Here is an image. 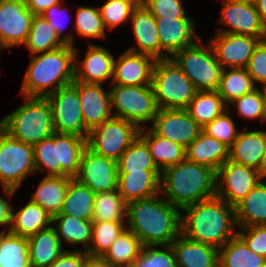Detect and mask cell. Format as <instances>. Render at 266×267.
<instances>
[{
  "instance_id": "2e32d148",
  "label": "cell",
  "mask_w": 266,
  "mask_h": 267,
  "mask_svg": "<svg viewBox=\"0 0 266 267\" xmlns=\"http://www.w3.org/2000/svg\"><path fill=\"white\" fill-rule=\"evenodd\" d=\"M150 129L185 149L198 137L201 127L186 109H158Z\"/></svg>"
},
{
  "instance_id": "9c48e42d",
  "label": "cell",
  "mask_w": 266,
  "mask_h": 267,
  "mask_svg": "<svg viewBox=\"0 0 266 267\" xmlns=\"http://www.w3.org/2000/svg\"><path fill=\"white\" fill-rule=\"evenodd\" d=\"M110 91L111 110L115 107L113 117L122 118L135 124L139 129L143 123L153 122L158 107L152 85L125 86L112 84Z\"/></svg>"
},
{
  "instance_id": "9f6ffc18",
  "label": "cell",
  "mask_w": 266,
  "mask_h": 267,
  "mask_svg": "<svg viewBox=\"0 0 266 267\" xmlns=\"http://www.w3.org/2000/svg\"><path fill=\"white\" fill-rule=\"evenodd\" d=\"M27 8L34 15H42L44 11L58 4L61 0H25Z\"/></svg>"
},
{
  "instance_id": "8d00e7d4",
  "label": "cell",
  "mask_w": 266,
  "mask_h": 267,
  "mask_svg": "<svg viewBox=\"0 0 266 267\" xmlns=\"http://www.w3.org/2000/svg\"><path fill=\"white\" fill-rule=\"evenodd\" d=\"M0 267H31L27 237L2 229L0 232Z\"/></svg>"
},
{
  "instance_id": "b9f144b4",
  "label": "cell",
  "mask_w": 266,
  "mask_h": 267,
  "mask_svg": "<svg viewBox=\"0 0 266 267\" xmlns=\"http://www.w3.org/2000/svg\"><path fill=\"white\" fill-rule=\"evenodd\" d=\"M119 173L159 170L150 154L147 143L138 136L117 161Z\"/></svg>"
},
{
  "instance_id": "3957f363",
  "label": "cell",
  "mask_w": 266,
  "mask_h": 267,
  "mask_svg": "<svg viewBox=\"0 0 266 267\" xmlns=\"http://www.w3.org/2000/svg\"><path fill=\"white\" fill-rule=\"evenodd\" d=\"M216 172L186 158L161 171L160 194L173 206L184 207L215 196Z\"/></svg>"
},
{
  "instance_id": "ac0fdd59",
  "label": "cell",
  "mask_w": 266,
  "mask_h": 267,
  "mask_svg": "<svg viewBox=\"0 0 266 267\" xmlns=\"http://www.w3.org/2000/svg\"><path fill=\"white\" fill-rule=\"evenodd\" d=\"M156 59L138 52L126 50L114 59L111 84L125 86L151 85Z\"/></svg>"
},
{
  "instance_id": "836d02e7",
  "label": "cell",
  "mask_w": 266,
  "mask_h": 267,
  "mask_svg": "<svg viewBox=\"0 0 266 267\" xmlns=\"http://www.w3.org/2000/svg\"><path fill=\"white\" fill-rule=\"evenodd\" d=\"M56 223L55 229L61 244L84 245L87 251L92 242V221L75 218L71 215H56L52 223ZM64 240V241H63Z\"/></svg>"
},
{
  "instance_id": "816d5d0a",
  "label": "cell",
  "mask_w": 266,
  "mask_h": 267,
  "mask_svg": "<svg viewBox=\"0 0 266 267\" xmlns=\"http://www.w3.org/2000/svg\"><path fill=\"white\" fill-rule=\"evenodd\" d=\"M239 229L237 236L252 252L266 259V225H251Z\"/></svg>"
},
{
  "instance_id": "9a60e30c",
  "label": "cell",
  "mask_w": 266,
  "mask_h": 267,
  "mask_svg": "<svg viewBox=\"0 0 266 267\" xmlns=\"http://www.w3.org/2000/svg\"><path fill=\"white\" fill-rule=\"evenodd\" d=\"M33 16L25 0H0V42L4 49L25 44Z\"/></svg>"
},
{
  "instance_id": "f546056e",
  "label": "cell",
  "mask_w": 266,
  "mask_h": 267,
  "mask_svg": "<svg viewBox=\"0 0 266 267\" xmlns=\"http://www.w3.org/2000/svg\"><path fill=\"white\" fill-rule=\"evenodd\" d=\"M12 210L11 226L8 232L22 237H30L49 227L51 216L37 203L29 200L19 211Z\"/></svg>"
},
{
  "instance_id": "681fc988",
  "label": "cell",
  "mask_w": 266,
  "mask_h": 267,
  "mask_svg": "<svg viewBox=\"0 0 266 267\" xmlns=\"http://www.w3.org/2000/svg\"><path fill=\"white\" fill-rule=\"evenodd\" d=\"M228 113L229 110H226L223 114L206 124L201 130L212 138L220 140L230 148L235 142L239 131Z\"/></svg>"
},
{
  "instance_id": "8992f818",
  "label": "cell",
  "mask_w": 266,
  "mask_h": 267,
  "mask_svg": "<svg viewBox=\"0 0 266 267\" xmlns=\"http://www.w3.org/2000/svg\"><path fill=\"white\" fill-rule=\"evenodd\" d=\"M152 88L158 109H186L197 89L171 59L156 60Z\"/></svg>"
},
{
  "instance_id": "bcb514c9",
  "label": "cell",
  "mask_w": 266,
  "mask_h": 267,
  "mask_svg": "<svg viewBox=\"0 0 266 267\" xmlns=\"http://www.w3.org/2000/svg\"><path fill=\"white\" fill-rule=\"evenodd\" d=\"M231 106L237 108V113L244 119L255 120L259 119L266 122V93L264 88L256 87L249 93L234 99L228 105V110Z\"/></svg>"
},
{
  "instance_id": "74e56055",
  "label": "cell",
  "mask_w": 266,
  "mask_h": 267,
  "mask_svg": "<svg viewBox=\"0 0 266 267\" xmlns=\"http://www.w3.org/2000/svg\"><path fill=\"white\" fill-rule=\"evenodd\" d=\"M219 267H261L263 256L252 252L236 235L218 249Z\"/></svg>"
},
{
  "instance_id": "f1b7e54d",
  "label": "cell",
  "mask_w": 266,
  "mask_h": 267,
  "mask_svg": "<svg viewBox=\"0 0 266 267\" xmlns=\"http://www.w3.org/2000/svg\"><path fill=\"white\" fill-rule=\"evenodd\" d=\"M234 208L237 228L266 225V182L256 185Z\"/></svg>"
},
{
  "instance_id": "484cf974",
  "label": "cell",
  "mask_w": 266,
  "mask_h": 267,
  "mask_svg": "<svg viewBox=\"0 0 266 267\" xmlns=\"http://www.w3.org/2000/svg\"><path fill=\"white\" fill-rule=\"evenodd\" d=\"M264 145V131H240L229 148V160L254 168L262 174Z\"/></svg>"
},
{
  "instance_id": "5bb4252c",
  "label": "cell",
  "mask_w": 266,
  "mask_h": 267,
  "mask_svg": "<svg viewBox=\"0 0 266 267\" xmlns=\"http://www.w3.org/2000/svg\"><path fill=\"white\" fill-rule=\"evenodd\" d=\"M117 161L95 153L88 146L80 158V169L75 177L92 192H108L118 188Z\"/></svg>"
},
{
  "instance_id": "f35d334b",
  "label": "cell",
  "mask_w": 266,
  "mask_h": 267,
  "mask_svg": "<svg viewBox=\"0 0 266 267\" xmlns=\"http://www.w3.org/2000/svg\"><path fill=\"white\" fill-rule=\"evenodd\" d=\"M127 203L117 189L95 193L92 222H126Z\"/></svg>"
},
{
  "instance_id": "5b68a950",
  "label": "cell",
  "mask_w": 266,
  "mask_h": 267,
  "mask_svg": "<svg viewBox=\"0 0 266 267\" xmlns=\"http://www.w3.org/2000/svg\"><path fill=\"white\" fill-rule=\"evenodd\" d=\"M25 103L0 120V128L10 137L29 145L52 136V113L46 97L23 96Z\"/></svg>"
},
{
  "instance_id": "d6986e66",
  "label": "cell",
  "mask_w": 266,
  "mask_h": 267,
  "mask_svg": "<svg viewBox=\"0 0 266 267\" xmlns=\"http://www.w3.org/2000/svg\"><path fill=\"white\" fill-rule=\"evenodd\" d=\"M72 84L78 89L83 121L89 131L113 117L110 91L104 90L101 84L76 80Z\"/></svg>"
},
{
  "instance_id": "30bf717a",
  "label": "cell",
  "mask_w": 266,
  "mask_h": 267,
  "mask_svg": "<svg viewBox=\"0 0 266 267\" xmlns=\"http://www.w3.org/2000/svg\"><path fill=\"white\" fill-rule=\"evenodd\" d=\"M139 132L128 120L112 117L90 131L87 146L99 155L118 161Z\"/></svg>"
},
{
  "instance_id": "f6af8a7d",
  "label": "cell",
  "mask_w": 266,
  "mask_h": 267,
  "mask_svg": "<svg viewBox=\"0 0 266 267\" xmlns=\"http://www.w3.org/2000/svg\"><path fill=\"white\" fill-rule=\"evenodd\" d=\"M74 23L76 33L80 37L106 39V28L98 7L79 6Z\"/></svg>"
},
{
  "instance_id": "6f0895ef",
  "label": "cell",
  "mask_w": 266,
  "mask_h": 267,
  "mask_svg": "<svg viewBox=\"0 0 266 267\" xmlns=\"http://www.w3.org/2000/svg\"><path fill=\"white\" fill-rule=\"evenodd\" d=\"M10 204V202L0 196V226H11L13 207Z\"/></svg>"
},
{
  "instance_id": "6125c7cd",
  "label": "cell",
  "mask_w": 266,
  "mask_h": 267,
  "mask_svg": "<svg viewBox=\"0 0 266 267\" xmlns=\"http://www.w3.org/2000/svg\"><path fill=\"white\" fill-rule=\"evenodd\" d=\"M122 1H128L133 3L136 7L142 6L144 3V0H122Z\"/></svg>"
},
{
  "instance_id": "ba28073f",
  "label": "cell",
  "mask_w": 266,
  "mask_h": 267,
  "mask_svg": "<svg viewBox=\"0 0 266 267\" xmlns=\"http://www.w3.org/2000/svg\"><path fill=\"white\" fill-rule=\"evenodd\" d=\"M34 171L33 146L10 137L0 128V183L5 195L12 197Z\"/></svg>"
},
{
  "instance_id": "4316f807",
  "label": "cell",
  "mask_w": 266,
  "mask_h": 267,
  "mask_svg": "<svg viewBox=\"0 0 266 267\" xmlns=\"http://www.w3.org/2000/svg\"><path fill=\"white\" fill-rule=\"evenodd\" d=\"M31 267H48L64 251L54 226L28 237Z\"/></svg>"
},
{
  "instance_id": "e575fe53",
  "label": "cell",
  "mask_w": 266,
  "mask_h": 267,
  "mask_svg": "<svg viewBox=\"0 0 266 267\" xmlns=\"http://www.w3.org/2000/svg\"><path fill=\"white\" fill-rule=\"evenodd\" d=\"M24 45L31 52L30 55L33 56L61 48L65 46L66 43L60 39L45 18L41 15H34Z\"/></svg>"
},
{
  "instance_id": "52a82bcc",
  "label": "cell",
  "mask_w": 266,
  "mask_h": 267,
  "mask_svg": "<svg viewBox=\"0 0 266 267\" xmlns=\"http://www.w3.org/2000/svg\"><path fill=\"white\" fill-rule=\"evenodd\" d=\"M195 43L170 57L193 83L197 91L218 90L224 68L217 61L210 43Z\"/></svg>"
},
{
  "instance_id": "8fae6325",
  "label": "cell",
  "mask_w": 266,
  "mask_h": 267,
  "mask_svg": "<svg viewBox=\"0 0 266 267\" xmlns=\"http://www.w3.org/2000/svg\"><path fill=\"white\" fill-rule=\"evenodd\" d=\"M46 99L51 107L55 132L88 138L90 131L85 127L78 89L73 84L59 88Z\"/></svg>"
},
{
  "instance_id": "ab89813d",
  "label": "cell",
  "mask_w": 266,
  "mask_h": 267,
  "mask_svg": "<svg viewBox=\"0 0 266 267\" xmlns=\"http://www.w3.org/2000/svg\"><path fill=\"white\" fill-rule=\"evenodd\" d=\"M142 248L143 245L139 238L126 228L103 257L116 267H131L140 255Z\"/></svg>"
},
{
  "instance_id": "d4e9b609",
  "label": "cell",
  "mask_w": 266,
  "mask_h": 267,
  "mask_svg": "<svg viewBox=\"0 0 266 267\" xmlns=\"http://www.w3.org/2000/svg\"><path fill=\"white\" fill-rule=\"evenodd\" d=\"M185 157L217 172L229 159V147L201 130L198 137L185 149Z\"/></svg>"
},
{
  "instance_id": "e7e4bbea",
  "label": "cell",
  "mask_w": 266,
  "mask_h": 267,
  "mask_svg": "<svg viewBox=\"0 0 266 267\" xmlns=\"http://www.w3.org/2000/svg\"><path fill=\"white\" fill-rule=\"evenodd\" d=\"M4 47L2 46L1 42H0V49L2 50Z\"/></svg>"
},
{
  "instance_id": "603a6c76",
  "label": "cell",
  "mask_w": 266,
  "mask_h": 267,
  "mask_svg": "<svg viewBox=\"0 0 266 267\" xmlns=\"http://www.w3.org/2000/svg\"><path fill=\"white\" fill-rule=\"evenodd\" d=\"M160 170L119 173L118 192L126 203L160 194Z\"/></svg>"
},
{
  "instance_id": "d590c367",
  "label": "cell",
  "mask_w": 266,
  "mask_h": 267,
  "mask_svg": "<svg viewBox=\"0 0 266 267\" xmlns=\"http://www.w3.org/2000/svg\"><path fill=\"white\" fill-rule=\"evenodd\" d=\"M87 146V138L75 134L58 133V161L61 176L75 178L80 169L82 151Z\"/></svg>"
},
{
  "instance_id": "ffe728a7",
  "label": "cell",
  "mask_w": 266,
  "mask_h": 267,
  "mask_svg": "<svg viewBox=\"0 0 266 267\" xmlns=\"http://www.w3.org/2000/svg\"><path fill=\"white\" fill-rule=\"evenodd\" d=\"M161 47V59L170 58L179 50L194 45V36L197 40L200 36L196 33V24L193 19L156 18ZM165 52V53H164Z\"/></svg>"
},
{
  "instance_id": "e0dca14e",
  "label": "cell",
  "mask_w": 266,
  "mask_h": 267,
  "mask_svg": "<svg viewBox=\"0 0 266 267\" xmlns=\"http://www.w3.org/2000/svg\"><path fill=\"white\" fill-rule=\"evenodd\" d=\"M264 39L215 32L209 40L217 61L225 68H246L255 47Z\"/></svg>"
},
{
  "instance_id": "7c38bea8",
  "label": "cell",
  "mask_w": 266,
  "mask_h": 267,
  "mask_svg": "<svg viewBox=\"0 0 266 267\" xmlns=\"http://www.w3.org/2000/svg\"><path fill=\"white\" fill-rule=\"evenodd\" d=\"M265 177L260 171L229 159L216 172V193L235 206Z\"/></svg>"
},
{
  "instance_id": "60d3db41",
  "label": "cell",
  "mask_w": 266,
  "mask_h": 267,
  "mask_svg": "<svg viewBox=\"0 0 266 267\" xmlns=\"http://www.w3.org/2000/svg\"><path fill=\"white\" fill-rule=\"evenodd\" d=\"M255 88L256 86L246 68H230V71L225 68L217 91L224 102L229 105L234 99L251 92Z\"/></svg>"
},
{
  "instance_id": "83f0119b",
  "label": "cell",
  "mask_w": 266,
  "mask_h": 267,
  "mask_svg": "<svg viewBox=\"0 0 266 267\" xmlns=\"http://www.w3.org/2000/svg\"><path fill=\"white\" fill-rule=\"evenodd\" d=\"M69 176H45L30 200L39 204L50 216L60 214L69 186Z\"/></svg>"
},
{
  "instance_id": "6da1fadb",
  "label": "cell",
  "mask_w": 266,
  "mask_h": 267,
  "mask_svg": "<svg viewBox=\"0 0 266 267\" xmlns=\"http://www.w3.org/2000/svg\"><path fill=\"white\" fill-rule=\"evenodd\" d=\"M180 211L157 194L127 203L126 225L143 246L169 245L181 234Z\"/></svg>"
},
{
  "instance_id": "680465c9",
  "label": "cell",
  "mask_w": 266,
  "mask_h": 267,
  "mask_svg": "<svg viewBox=\"0 0 266 267\" xmlns=\"http://www.w3.org/2000/svg\"><path fill=\"white\" fill-rule=\"evenodd\" d=\"M83 267H116L103 256H92L86 253Z\"/></svg>"
},
{
  "instance_id": "4dcf8cb0",
  "label": "cell",
  "mask_w": 266,
  "mask_h": 267,
  "mask_svg": "<svg viewBox=\"0 0 266 267\" xmlns=\"http://www.w3.org/2000/svg\"><path fill=\"white\" fill-rule=\"evenodd\" d=\"M148 129H140L139 136L147 143L152 159L160 171L186 158L184 147Z\"/></svg>"
},
{
  "instance_id": "be15d7a7",
  "label": "cell",
  "mask_w": 266,
  "mask_h": 267,
  "mask_svg": "<svg viewBox=\"0 0 266 267\" xmlns=\"http://www.w3.org/2000/svg\"><path fill=\"white\" fill-rule=\"evenodd\" d=\"M261 267H266V261L262 264Z\"/></svg>"
},
{
  "instance_id": "11a10c76",
  "label": "cell",
  "mask_w": 266,
  "mask_h": 267,
  "mask_svg": "<svg viewBox=\"0 0 266 267\" xmlns=\"http://www.w3.org/2000/svg\"><path fill=\"white\" fill-rule=\"evenodd\" d=\"M86 258V251H80L74 247V251L65 250L50 266L48 267H83Z\"/></svg>"
},
{
  "instance_id": "7bdbcfd3",
  "label": "cell",
  "mask_w": 266,
  "mask_h": 267,
  "mask_svg": "<svg viewBox=\"0 0 266 267\" xmlns=\"http://www.w3.org/2000/svg\"><path fill=\"white\" fill-rule=\"evenodd\" d=\"M33 159L35 171L47 170L46 176H61L57 132L33 145Z\"/></svg>"
},
{
  "instance_id": "f907efd6",
  "label": "cell",
  "mask_w": 266,
  "mask_h": 267,
  "mask_svg": "<svg viewBox=\"0 0 266 267\" xmlns=\"http://www.w3.org/2000/svg\"><path fill=\"white\" fill-rule=\"evenodd\" d=\"M180 0H144L143 6L155 18L191 19L185 14Z\"/></svg>"
},
{
  "instance_id": "7a4b0ae2",
  "label": "cell",
  "mask_w": 266,
  "mask_h": 267,
  "mask_svg": "<svg viewBox=\"0 0 266 267\" xmlns=\"http://www.w3.org/2000/svg\"><path fill=\"white\" fill-rule=\"evenodd\" d=\"M181 211V234L192 241L220 249L237 235L234 206L216 195Z\"/></svg>"
},
{
  "instance_id": "91938a15",
  "label": "cell",
  "mask_w": 266,
  "mask_h": 267,
  "mask_svg": "<svg viewBox=\"0 0 266 267\" xmlns=\"http://www.w3.org/2000/svg\"><path fill=\"white\" fill-rule=\"evenodd\" d=\"M257 12L259 14V17L261 19V22L266 27V0H255L254 1Z\"/></svg>"
},
{
  "instance_id": "7dc6e473",
  "label": "cell",
  "mask_w": 266,
  "mask_h": 267,
  "mask_svg": "<svg viewBox=\"0 0 266 267\" xmlns=\"http://www.w3.org/2000/svg\"><path fill=\"white\" fill-rule=\"evenodd\" d=\"M143 246L140 255L131 267H177L171 244Z\"/></svg>"
},
{
  "instance_id": "94428289",
  "label": "cell",
  "mask_w": 266,
  "mask_h": 267,
  "mask_svg": "<svg viewBox=\"0 0 266 267\" xmlns=\"http://www.w3.org/2000/svg\"><path fill=\"white\" fill-rule=\"evenodd\" d=\"M264 150H263V156H262V175L266 178V131H264Z\"/></svg>"
},
{
  "instance_id": "c3c4849f",
  "label": "cell",
  "mask_w": 266,
  "mask_h": 267,
  "mask_svg": "<svg viewBox=\"0 0 266 267\" xmlns=\"http://www.w3.org/2000/svg\"><path fill=\"white\" fill-rule=\"evenodd\" d=\"M104 27L112 30L125 21L130 20L131 14L136 6L128 1L107 0L102 6L98 7Z\"/></svg>"
},
{
  "instance_id": "cb8c5ba5",
  "label": "cell",
  "mask_w": 266,
  "mask_h": 267,
  "mask_svg": "<svg viewBox=\"0 0 266 267\" xmlns=\"http://www.w3.org/2000/svg\"><path fill=\"white\" fill-rule=\"evenodd\" d=\"M177 267H219L218 249L180 234L172 243Z\"/></svg>"
},
{
  "instance_id": "db71d44e",
  "label": "cell",
  "mask_w": 266,
  "mask_h": 267,
  "mask_svg": "<svg viewBox=\"0 0 266 267\" xmlns=\"http://www.w3.org/2000/svg\"><path fill=\"white\" fill-rule=\"evenodd\" d=\"M61 2L62 1H60L58 4L53 5L51 8L46 9L41 16L48 21V24L55 30L60 39H62L66 44L74 46L73 33H68L67 35L61 36L63 35L62 32L64 31L65 27L63 24L64 21H62L60 18H64V13L66 12Z\"/></svg>"
},
{
  "instance_id": "1f68e13d",
  "label": "cell",
  "mask_w": 266,
  "mask_h": 267,
  "mask_svg": "<svg viewBox=\"0 0 266 267\" xmlns=\"http://www.w3.org/2000/svg\"><path fill=\"white\" fill-rule=\"evenodd\" d=\"M226 110H228V105L224 102L217 90L197 91L186 108L191 118L201 128L223 114Z\"/></svg>"
},
{
  "instance_id": "277c9868",
  "label": "cell",
  "mask_w": 266,
  "mask_h": 267,
  "mask_svg": "<svg viewBox=\"0 0 266 267\" xmlns=\"http://www.w3.org/2000/svg\"><path fill=\"white\" fill-rule=\"evenodd\" d=\"M75 46L33 55L21 84V96L46 97L75 80ZM50 87V88H49Z\"/></svg>"
},
{
  "instance_id": "d6a6232c",
  "label": "cell",
  "mask_w": 266,
  "mask_h": 267,
  "mask_svg": "<svg viewBox=\"0 0 266 267\" xmlns=\"http://www.w3.org/2000/svg\"><path fill=\"white\" fill-rule=\"evenodd\" d=\"M95 193L77 179L69 181L63 208L58 215H71L75 218L92 221Z\"/></svg>"
},
{
  "instance_id": "44dd1931",
  "label": "cell",
  "mask_w": 266,
  "mask_h": 267,
  "mask_svg": "<svg viewBox=\"0 0 266 267\" xmlns=\"http://www.w3.org/2000/svg\"><path fill=\"white\" fill-rule=\"evenodd\" d=\"M75 50V80L84 83L102 84L113 79L115 57L102 46L90 42L84 59L80 62ZM80 62V68L78 66Z\"/></svg>"
},
{
  "instance_id": "f5cc1de1",
  "label": "cell",
  "mask_w": 266,
  "mask_h": 267,
  "mask_svg": "<svg viewBox=\"0 0 266 267\" xmlns=\"http://www.w3.org/2000/svg\"><path fill=\"white\" fill-rule=\"evenodd\" d=\"M246 70L256 87L258 83L262 85V88L266 86V39L260 41L255 47Z\"/></svg>"
},
{
  "instance_id": "7402d4cb",
  "label": "cell",
  "mask_w": 266,
  "mask_h": 267,
  "mask_svg": "<svg viewBox=\"0 0 266 267\" xmlns=\"http://www.w3.org/2000/svg\"><path fill=\"white\" fill-rule=\"evenodd\" d=\"M129 21H131L138 47L133 46L128 48V50L161 60V47L156 18L142 5L133 10Z\"/></svg>"
},
{
  "instance_id": "ee69618b",
  "label": "cell",
  "mask_w": 266,
  "mask_h": 267,
  "mask_svg": "<svg viewBox=\"0 0 266 267\" xmlns=\"http://www.w3.org/2000/svg\"><path fill=\"white\" fill-rule=\"evenodd\" d=\"M126 228V222H92V242L86 253L103 256Z\"/></svg>"
},
{
  "instance_id": "4fadbf2b",
  "label": "cell",
  "mask_w": 266,
  "mask_h": 267,
  "mask_svg": "<svg viewBox=\"0 0 266 267\" xmlns=\"http://www.w3.org/2000/svg\"><path fill=\"white\" fill-rule=\"evenodd\" d=\"M219 23L228 26L216 32L240 34L255 39H266V27L261 22L254 2L244 0H222Z\"/></svg>"
}]
</instances>
